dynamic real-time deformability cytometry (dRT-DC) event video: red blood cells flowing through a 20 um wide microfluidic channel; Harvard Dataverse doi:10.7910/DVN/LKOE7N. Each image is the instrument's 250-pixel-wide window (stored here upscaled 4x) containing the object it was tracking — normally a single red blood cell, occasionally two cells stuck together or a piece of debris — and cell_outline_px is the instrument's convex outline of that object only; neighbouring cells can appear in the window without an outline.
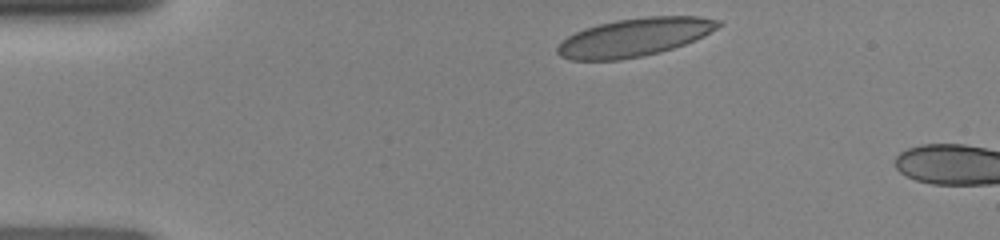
{"species": "human", "species_latin": "Homo sapiens", "temperature_condition": "room temperature", "stored_images_in_passage": 35, "camera_frame_rate_fps": 3000, "um_per_image_px": 0.085, "donor": {"sex": "female"}, "frame": {"image": 1, "passage_image": 1, "time_ms": 0.0, "image_size_px": [1000, 240], "cell_outline_px": [[724, 24], [704, 36], [684, 44], [660, 52], [620, 60], [572, 60], [560, 56], [556, 52], [556, 48], [568, 36], [584, 28], [616, 20], [648, 16], [700, 16], [720, 20]], "centroid_in_image_um": [53.96, 3.16], "position_along_channel_um": 31.0, "area_um2": 35.72}}
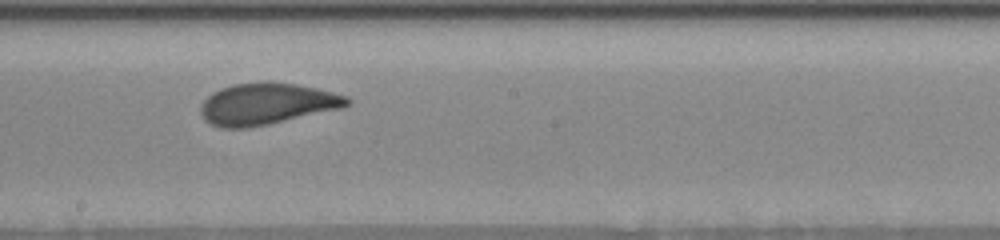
{"frame": {"image": 2, "passage_image": 19, "time_ms": 6.0, "image_size_px": [1000, 240], "cell_outline_px": [[352, 104], [344, 108], [268, 124], [248, 128], [220, 128], [204, 120], [200, 112], [200, 104], [212, 92], [220, 88], [232, 84], [268, 80], [296, 84], [316, 88], [348, 96], [352, 100]], "centroid_in_image_um": [22.69, 8.81], "position_along_channel_um": 225.5, "area_um2": 36.01}}
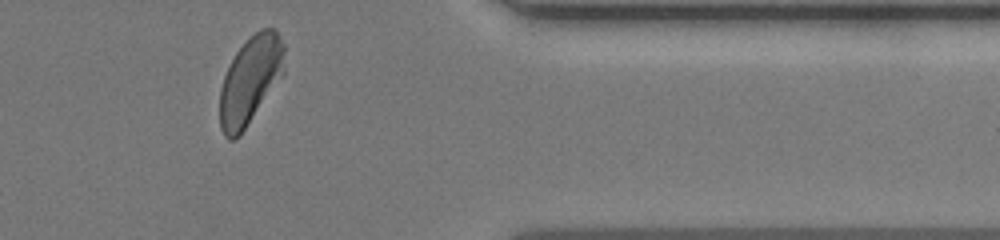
{"frame": {"image": 3, "passage_image": 32, "time_ms": 10.333, "image_size_px": [1000, 240], "cell_outline_px": [[284, 72], [240, 136], [232, 140], [228, 140], [224, 136], [220, 128], [220, 88], [224, 76], [236, 52], [260, 28], [272, 28], [280, 36], [284, 44]], "centroid_in_image_um": [21.26, 6.85], "position_along_channel_um": 390.1, "area_um2": 32.6}}